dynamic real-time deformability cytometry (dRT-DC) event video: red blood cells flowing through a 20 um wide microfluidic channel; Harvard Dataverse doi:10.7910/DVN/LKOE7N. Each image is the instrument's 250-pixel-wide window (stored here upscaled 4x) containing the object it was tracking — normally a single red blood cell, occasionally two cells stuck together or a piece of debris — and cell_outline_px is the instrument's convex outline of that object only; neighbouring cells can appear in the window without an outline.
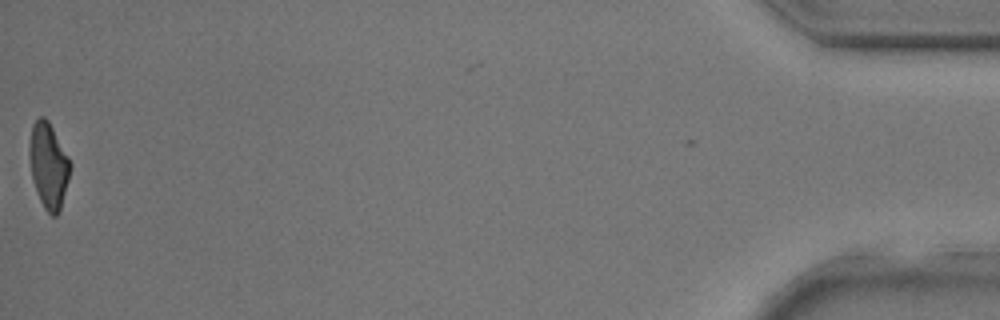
{"species": "common noctule bat (a hibernating species)", "species_latin": "Nyctalus noctula", "temperature_condition": "room temperature", "stored_images_in_passage": 30, "camera_frame_rate_fps": 3000, "um_per_image_px": 0.085, "animal": {"sex": "male", "body_mass_g": 17.9, "forearm_length_mm": 54.2}, "frame": {"image": 1, "passage_image": 30, "time_ms": 9.667, "image_size_px": [1000, 320], "cell_outline_px": [[72, 168], [60, 208], [56, 216], [52, 216], [44, 208], [40, 200], [32, 180], [28, 152], [28, 144], [32, 124], [40, 116], [44, 116], [48, 120], [68, 156], [72, 164]], "centroid_in_image_um": [4.11, 14.04], "position_along_channel_um": 431.1, "area_um2": 20.46}}